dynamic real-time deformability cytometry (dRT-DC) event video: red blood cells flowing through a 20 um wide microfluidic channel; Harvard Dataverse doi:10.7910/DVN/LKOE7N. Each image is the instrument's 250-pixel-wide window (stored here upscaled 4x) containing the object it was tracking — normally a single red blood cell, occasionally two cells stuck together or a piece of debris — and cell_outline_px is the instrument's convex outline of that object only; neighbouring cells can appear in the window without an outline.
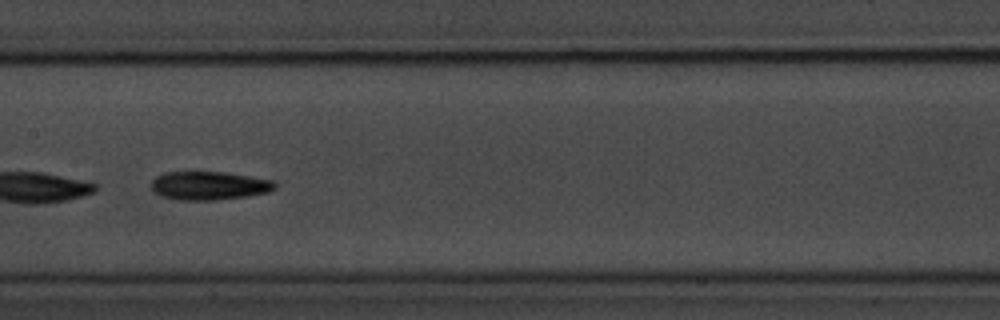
{"species": "common noctule bat (a hibernating species)", "species_latin": "Nyctalus noctula", "temperature_condition": "room temperature", "stored_images_in_passage": 39, "camera_frame_rate_fps": 3000, "um_per_image_px": 0.085, "animal": {"sex": "male", "body_mass_g": 20.1, "forearm_length_mm": 53.5}, "frame": {"image": 1, "passage_image": 27, "time_ms": 8.667, "image_size_px": [1000, 320], "cell_outline_px": [[276, 188], [268, 192], [248, 196], [216, 200], [180, 200], [160, 196], [152, 188], [152, 180], [156, 176], [164, 172], [224, 172], [272, 180], [276, 184]], "centroid_in_image_um": [17.77, 15.78], "position_along_channel_um": 189.6, "area_um2": 20.46}}
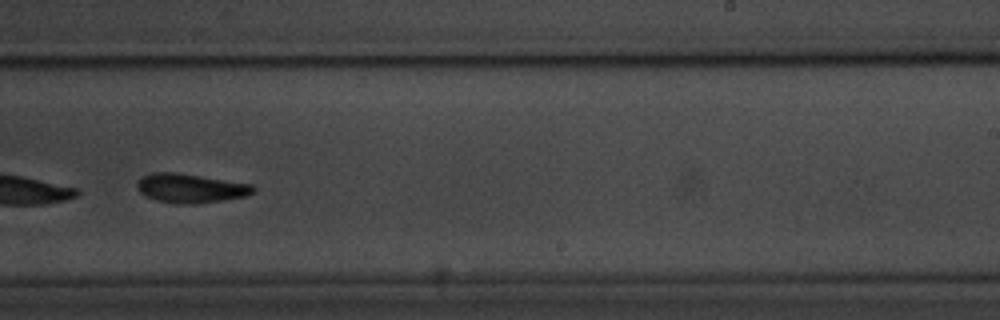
{"frame": {"image": 2, "passage_image": 34, "time_ms": 11.0, "image_size_px": [1000, 320], "cell_outline_px": [[256, 192], [248, 196], [224, 200], [192, 204], [176, 204], [156, 200], [140, 192], [136, 188], [136, 184], [144, 176], [152, 172], [176, 172], [252, 184], [256, 188]], "centroid_in_image_um": [16.24, 16.0], "position_along_channel_um": 272.8, "area_um2": 19.77}}